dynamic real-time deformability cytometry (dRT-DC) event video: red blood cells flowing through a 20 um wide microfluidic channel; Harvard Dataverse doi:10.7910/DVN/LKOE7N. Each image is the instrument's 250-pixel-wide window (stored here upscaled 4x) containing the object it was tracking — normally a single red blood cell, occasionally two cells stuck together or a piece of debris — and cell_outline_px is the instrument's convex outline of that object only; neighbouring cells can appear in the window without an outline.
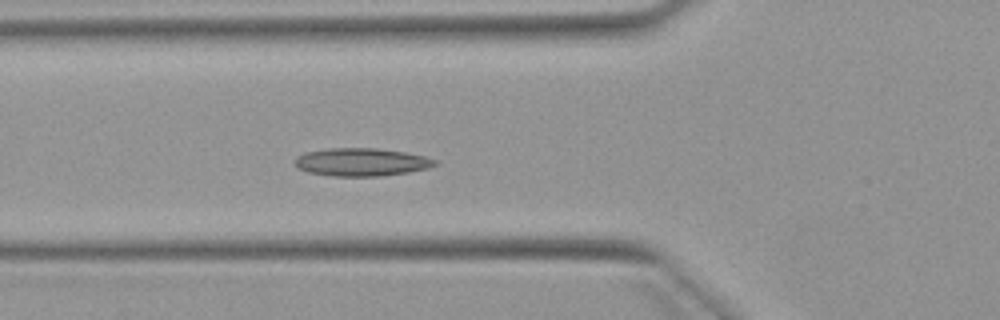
{"species": "Egyptian fruit bat (a non-hibernating species)", "species_latin": "Rousettus aegyptiacus", "temperature_condition": "warm", "stored_images_in_passage": 5, "camera_frame_rate_fps": 3000, "um_per_image_px": 0.085, "animal": {"sex": "female"}, "frame": {"image": 1, "passage_image": 4, "time_ms": 3.333, "image_size_px": [1000, 320], "cell_outline_px": [[440, 164], [428, 168], [408, 172], [380, 176], [332, 176], [308, 172], [296, 168], [292, 160], [296, 156], [304, 152], [328, 148], [376, 148], [404, 152], [424, 156], [436, 160]], "centroid_in_image_um": [30.67, 13.77], "position_along_channel_um": 95.1, "area_um2": 23.06}}